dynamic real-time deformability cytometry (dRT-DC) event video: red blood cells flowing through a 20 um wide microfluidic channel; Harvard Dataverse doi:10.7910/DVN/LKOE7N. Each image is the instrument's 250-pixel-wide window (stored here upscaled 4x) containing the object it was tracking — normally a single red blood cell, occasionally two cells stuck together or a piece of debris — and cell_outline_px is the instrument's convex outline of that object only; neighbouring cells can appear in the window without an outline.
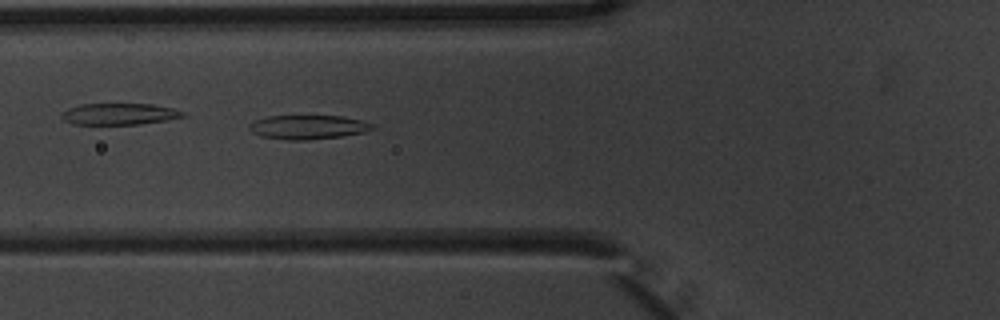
{"species": "common noctule bat (a hibernating species)", "species_latin": "Nyctalus noctula", "temperature_condition": "warm", "stored_images_in_passage": 6, "camera_frame_rate_fps": 3000, "um_per_image_px": 0.085, "animal": {"sex": "male", "body_mass_g": 20.1, "forearm_length_mm": 53.5}, "frame": {"image": 1, "passage_image": 6, "time_ms": 1.667, "image_size_px": [1000, 320], "cell_outline_px": [[376, 128], [364, 132], [340, 136], [308, 140], [288, 140], [260, 136], [252, 132], [248, 128], [248, 124], [256, 120], [268, 116], [344, 116], [364, 120], [376, 124]], "centroid_in_image_um": [26.23, 10.8], "position_along_channel_um": 99.6, "area_um2": 17.46}}